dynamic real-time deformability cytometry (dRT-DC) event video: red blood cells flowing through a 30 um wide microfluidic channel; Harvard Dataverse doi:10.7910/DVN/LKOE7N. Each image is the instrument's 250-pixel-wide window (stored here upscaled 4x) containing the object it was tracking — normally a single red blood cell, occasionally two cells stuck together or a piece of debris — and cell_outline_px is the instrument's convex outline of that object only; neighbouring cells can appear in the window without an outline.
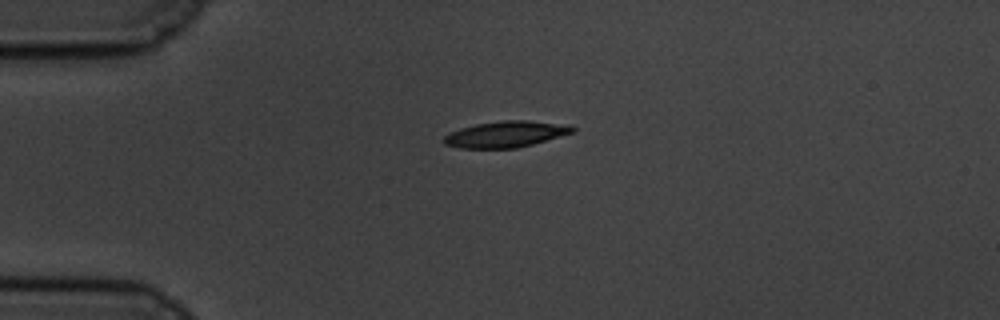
{"species": "common noctule bat (a hibernating species)", "species_latin": "Nyctalus noctula", "temperature_condition": "cold", "stored_images_in_passage": 45, "camera_frame_rate_fps": 3000, "um_per_image_px": 0.085, "animal": {"sex": "male", "body_mass_g": 19.5, "forearm_length_mm": 54.6}, "frame": {"image": 1, "passage_image": 1, "time_ms": 0.0, "image_size_px": [1000, 320], "cell_outline_px": [[576, 132], [532, 144], [516, 148], [460, 148], [444, 144], [444, 136], [460, 128], [476, 124], [504, 120], [528, 120], [572, 124], [576, 128]], "centroid_in_image_um": [43.08, 11.39], "position_along_channel_um": 41.9, "area_um2": 19.77}}
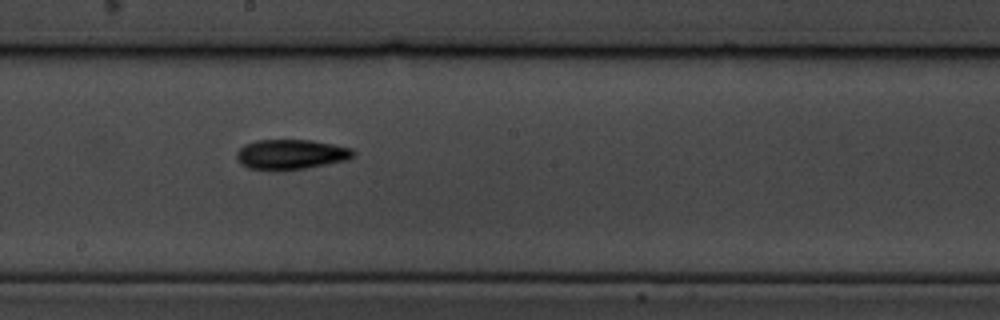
{"frame": {"image": 2, "passage_image": 19, "time_ms": 6.0, "image_size_px": [1000, 320], "cell_outline_px": [[356, 156], [348, 160], [328, 164], [304, 168], [276, 172], [248, 168], [240, 164], [236, 160], [236, 152], [244, 144], [256, 140], [308, 140], [332, 144], [352, 148], [356, 152]], "centroid_in_image_um": [24.71, 13.14], "position_along_channel_um": 223.5, "area_um2": 20.87}}
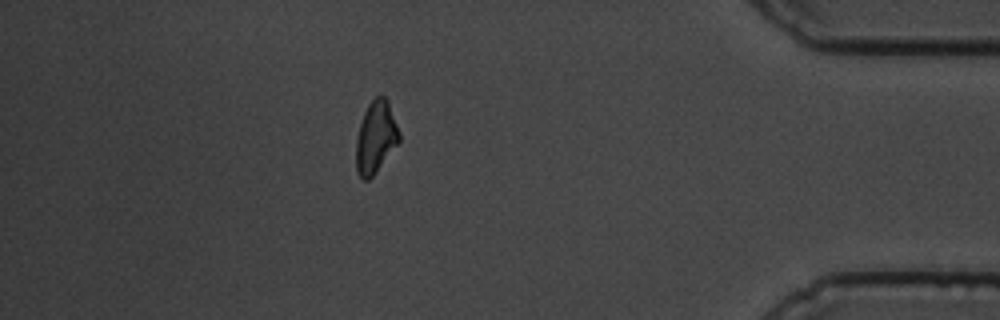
{"frame": {"image": 3, "passage_image": 38, "time_ms": 12.333, "image_size_px": [1000, 320], "cell_outline_px": [[400, 140], [372, 176], [368, 180], [364, 180], [356, 172], [356, 140], [360, 124], [364, 112], [368, 104], [380, 92], [388, 100], [400, 132]], "centroid_in_image_um": [31.94, 11.62], "position_along_channel_um": 403.3, "area_um2": 18.03}, "authors_computed_cell_mechanics": {"area_um2": 18.785, "velocity_mm_per_s": 3.4637, "shape_relaxation_time_tau1_ms": 4.479, "shape_relaxation_time_tau2_ms": 6.8466, "deformation_change_tau1": 0.1294, "deformation_change_tau2": 0.1429}}